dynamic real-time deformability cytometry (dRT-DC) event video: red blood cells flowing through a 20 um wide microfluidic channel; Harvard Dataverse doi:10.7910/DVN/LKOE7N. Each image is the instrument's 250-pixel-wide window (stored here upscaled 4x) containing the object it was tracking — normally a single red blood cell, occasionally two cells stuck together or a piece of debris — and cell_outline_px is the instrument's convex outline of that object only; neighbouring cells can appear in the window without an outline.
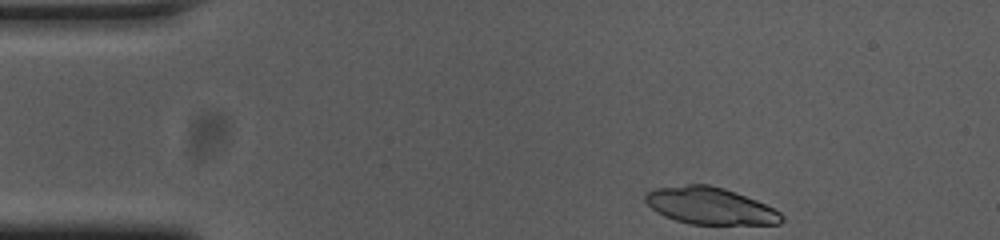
{"species": "common noctule bat (a hibernating species)", "species_latin": "Nyctalus noctula", "temperature_condition": "cold", "stored_images_in_passage": 39, "camera_frame_rate_fps": 3000, "um_per_image_px": 0.085, "animal": {"sex": "female", "body_mass_g": 23.0, "forearm_length_mm": 53.4}, "frame": {"image": 1, "passage_image": 1, "time_ms": 0.0, "image_size_px": [1000, 240], "cell_outline_px": [[784, 220], [780, 224], [692, 224], [676, 220], [664, 216], [656, 212], [644, 200], [644, 196], [652, 188], [688, 184], [708, 184], [724, 188], [756, 200], [780, 212], [784, 216]], "centroid_in_image_um": [60.34, 17.49], "position_along_channel_um": 24.7, "area_um2": 29.3}}